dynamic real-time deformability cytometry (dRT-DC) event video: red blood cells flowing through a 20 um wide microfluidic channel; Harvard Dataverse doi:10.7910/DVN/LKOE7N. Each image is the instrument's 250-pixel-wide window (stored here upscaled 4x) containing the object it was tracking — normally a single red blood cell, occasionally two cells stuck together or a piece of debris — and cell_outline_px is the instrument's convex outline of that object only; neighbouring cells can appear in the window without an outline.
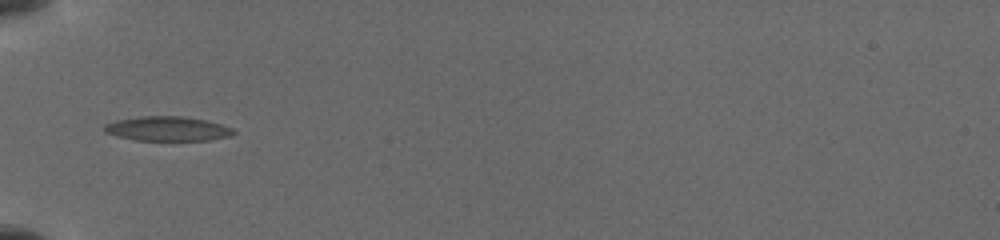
{"species": "common noctule bat (a hibernating species)", "species_latin": "Nyctalus noctula", "temperature_condition": "cold", "stored_images_in_passage": 31, "camera_frame_rate_fps": 3000, "um_per_image_px": 0.085, "animal": {"sex": "female", "body_mass_g": 19.5, "forearm_length_mm": 54.1}, "frame": {"image": 1, "passage_image": 1, "time_ms": 0.0, "image_size_px": [1000, 240], "cell_outline_px": [[236, 132], [232, 136], [208, 140], [136, 140], [116, 136], [104, 132], [104, 124], [116, 120], [140, 116], [180, 116], [204, 120], [220, 124], [232, 128]], "centroid_in_image_um": [14.22, 10.94], "position_along_channel_um": 70.8, "area_um2": 18.38}}
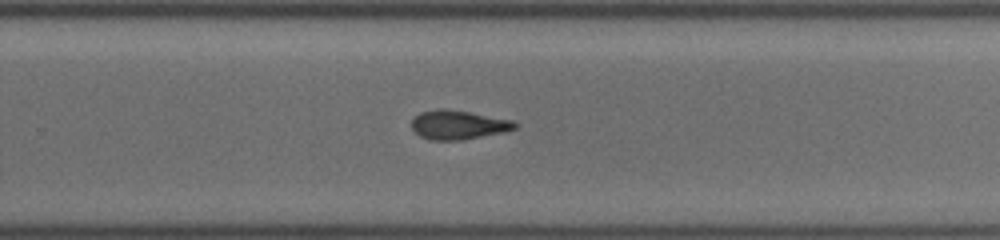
{"frame": {"image": 2, "passage_image": 18, "time_ms": 5.667, "image_size_px": [1000, 240], "cell_outline_px": [[520, 124], [516, 128], [504, 132], [460, 140], [428, 140], [420, 136], [412, 128], [412, 116], [420, 112], [440, 108], [444, 108], [468, 112], [512, 120]], "centroid_in_image_um": [38.93, 10.61], "position_along_channel_um": 290.9, "area_um2": 17.51}}
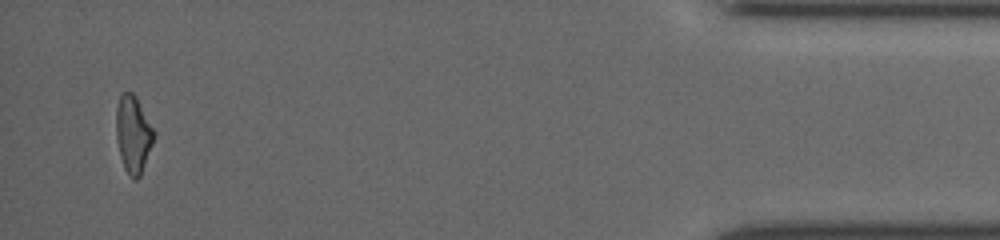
{"frame": {"image": 3, "passage_image": 30, "time_ms": 10.667, "image_size_px": [1000, 240], "cell_outline_px": [[152, 144], [140, 176], [136, 180], [132, 180], [128, 176], [124, 168], [120, 156], [116, 136], [116, 108], [120, 92], [132, 92], [136, 96], [152, 128]], "centroid_in_image_um": [11.27, 11.42], "position_along_channel_um": 423.9, "area_um2": 16.7}}